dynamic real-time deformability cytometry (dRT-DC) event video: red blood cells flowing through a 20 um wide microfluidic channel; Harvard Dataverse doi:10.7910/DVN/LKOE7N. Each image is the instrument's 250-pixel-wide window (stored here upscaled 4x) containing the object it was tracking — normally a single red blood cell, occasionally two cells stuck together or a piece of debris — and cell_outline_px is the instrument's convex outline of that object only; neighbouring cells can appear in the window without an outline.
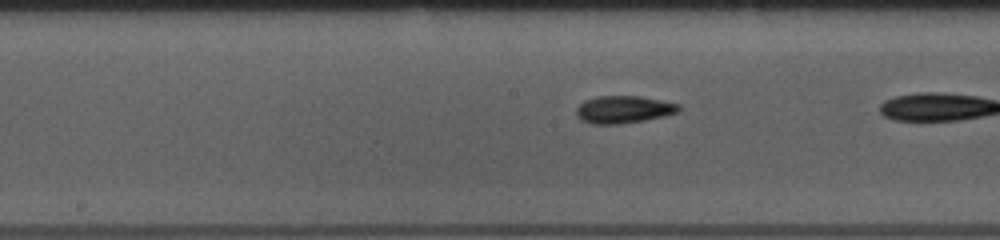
{"species": "common noctule bat (a hibernating species)", "species_latin": "Nyctalus noctula", "temperature_condition": "room temperature", "stored_images_in_passage": 30, "segment_of_instrument_passage": [2, 2], "camera_frame_rate_fps": 3000, "um_per_image_px": 0.085, "animal": {"sex": "female", "body_mass_g": 10.0, "forearm_length_mm": 53.1}, "frame": {"image": 1, "passage_image": 24, "time_ms": 7.667, "image_size_px": [1000, 240], "cell_outline_px": [[680, 112], [664, 116], [644, 120], [620, 124], [592, 124], [580, 120], [576, 116], [576, 108], [584, 100], [596, 96], [640, 96], [680, 104]], "centroid_in_image_um": [52.99, 9.31], "position_along_channel_um": 195.2, "area_um2": 16.53}}